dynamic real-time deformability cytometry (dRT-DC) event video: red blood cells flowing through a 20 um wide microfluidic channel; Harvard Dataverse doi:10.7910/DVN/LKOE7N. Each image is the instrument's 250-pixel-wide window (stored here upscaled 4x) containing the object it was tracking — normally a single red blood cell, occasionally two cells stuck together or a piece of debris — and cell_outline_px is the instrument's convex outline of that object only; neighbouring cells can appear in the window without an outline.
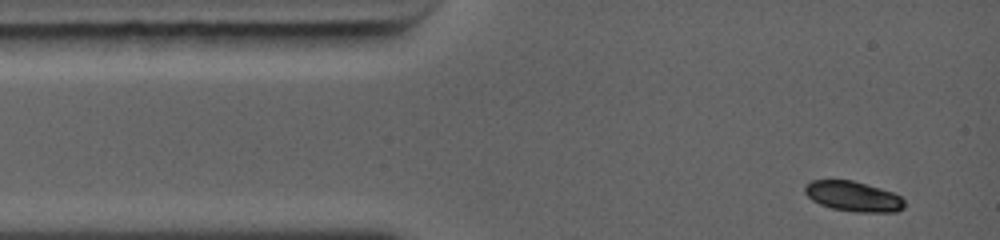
{"species": "common noctule bat (a hibernating species)", "species_latin": "Nyctalus noctula", "temperature_condition": "warm", "stored_images_in_passage": 9, "camera_frame_rate_fps": 5000, "um_per_image_px": 0.085, "animal": {"sex": "female", "body_mass_g": 19.0, "forearm_length_mm": 56.7}, "frame": {"image": 1, "passage_image": 1, "time_ms": 0.0, "image_size_px": [1000, 240], "cell_outline_px": [[904, 208], [896, 212], [856, 212], [832, 208], [820, 204], [812, 200], [804, 192], [804, 184], [812, 180], [852, 180], [880, 188], [892, 192], [900, 196], [904, 200]], "centroid_in_image_um": [72.51, 16.69], "position_along_channel_um": 12.5, "area_um2": 17.51}}
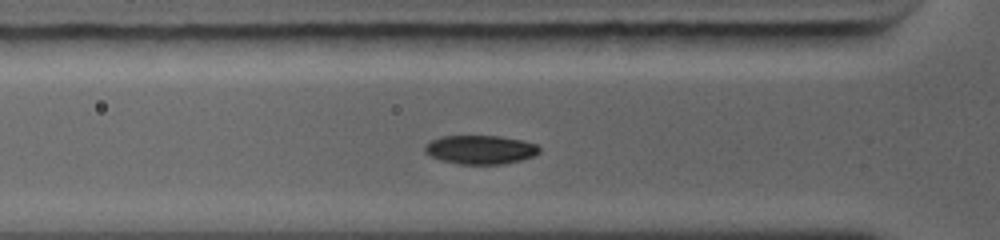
{"frame": {"image": 2, "passage_image": 7, "time_ms": 2.8, "image_size_px": [1000, 240], "cell_outline_px": [[540, 152], [536, 156], [504, 164], [456, 164], [440, 160], [424, 152], [424, 144], [440, 136], [500, 136], [524, 140], [536, 144], [540, 148]], "centroid_in_image_um": [40.84, 12.72], "position_along_channel_um": 85.0, "area_um2": 19.48}}
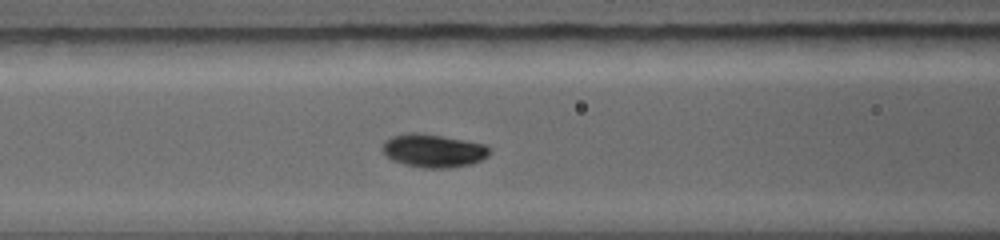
{"frame": {"image": 3, "passage_image": 9, "time_ms": 3.8, "image_size_px": [1000, 240], "cell_outline_px": [[492, 152], [488, 156], [472, 164], [448, 168], [424, 168], [404, 164], [392, 160], [380, 148], [384, 140], [392, 136], [408, 132], [416, 132], [464, 140], [484, 144]], "centroid_in_image_um": [36.81, 12.81], "position_along_channel_um": 129.8, "area_um2": 20.75}}